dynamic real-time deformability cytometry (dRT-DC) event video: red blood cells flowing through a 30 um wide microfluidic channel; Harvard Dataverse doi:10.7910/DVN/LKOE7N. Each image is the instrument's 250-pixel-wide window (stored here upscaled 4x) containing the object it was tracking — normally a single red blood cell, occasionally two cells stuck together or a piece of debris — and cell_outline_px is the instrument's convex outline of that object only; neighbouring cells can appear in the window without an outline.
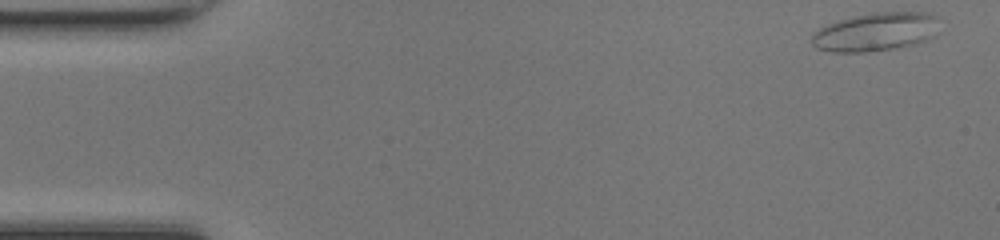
{"species": "common noctule bat (a hibernating species)", "species_latin": "Nyctalus noctula", "temperature_condition": "room temperature", "stored_images_in_passage": 48, "camera_frame_rate_fps": 3000, "um_per_image_px": 0.085, "animal": {"sex": "female", "body_mass_g": 17.0, "forearm_length_mm": 48.0}, "frame": {"image": 1, "passage_image": 1, "time_ms": 0.0, "image_size_px": [1000, 240], "cell_outline_px": [[936, 36], [912, 44], [896, 48], [868, 52], [832, 52], [816, 48], [812, 44], [812, 32], [836, 20], [852, 16], [872, 12], [928, 12], [936, 16]], "centroid_in_image_um": [74.39, 2.7], "position_along_channel_um": 10.6, "area_um2": 28.73}}
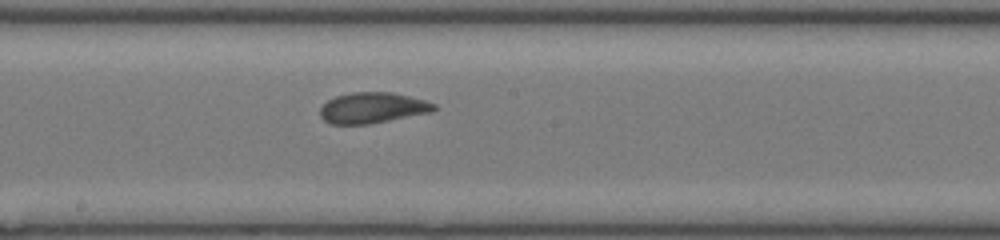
{"frame": {"image": 2, "passage_image": 25, "time_ms": 8.0, "image_size_px": [1000, 240], "cell_outline_px": [[436, 108], [432, 112], [368, 124], [328, 124], [320, 116], [320, 108], [328, 100], [336, 96], [352, 92], [392, 92], [424, 100], [436, 104]], "centroid_in_image_um": [31.64, 9.17], "position_along_channel_um": 216.6, "area_um2": 20.35}}
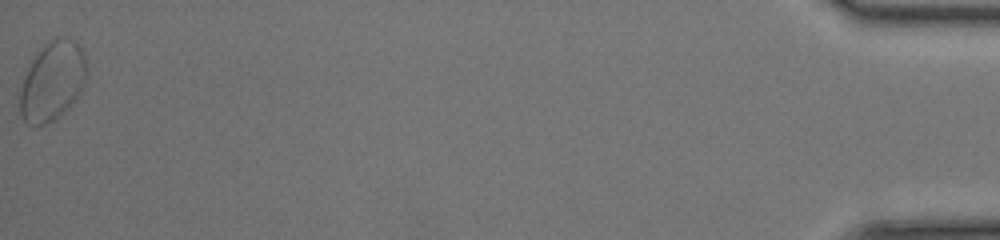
{"frame": {"image": 3, "passage_image": 48, "time_ms": 15.667, "image_size_px": [1000, 240], "cell_outline_px": [[84, 88], [68, 108], [64, 112], [52, 120], [44, 124], [28, 124], [24, 120], [20, 112], [20, 88], [28, 68], [32, 60], [52, 40], [60, 36], [72, 40], [80, 44], [84, 52]], "centroid_in_image_um": [4.46, 6.92], "position_along_channel_um": 430.7, "area_um2": 29.94}, "authors_computed_cell_mechanics": {"area_um2": 20.8658, "velocity_mm_per_s": 4.2038, "shape_relaxation_time_tau1_ms": 6.0699, "shape_relaxation_time_tau2_ms": 1.5367, "deformation_change_tau1": 0.143, "deformation_change_tau2": 0.0732}}